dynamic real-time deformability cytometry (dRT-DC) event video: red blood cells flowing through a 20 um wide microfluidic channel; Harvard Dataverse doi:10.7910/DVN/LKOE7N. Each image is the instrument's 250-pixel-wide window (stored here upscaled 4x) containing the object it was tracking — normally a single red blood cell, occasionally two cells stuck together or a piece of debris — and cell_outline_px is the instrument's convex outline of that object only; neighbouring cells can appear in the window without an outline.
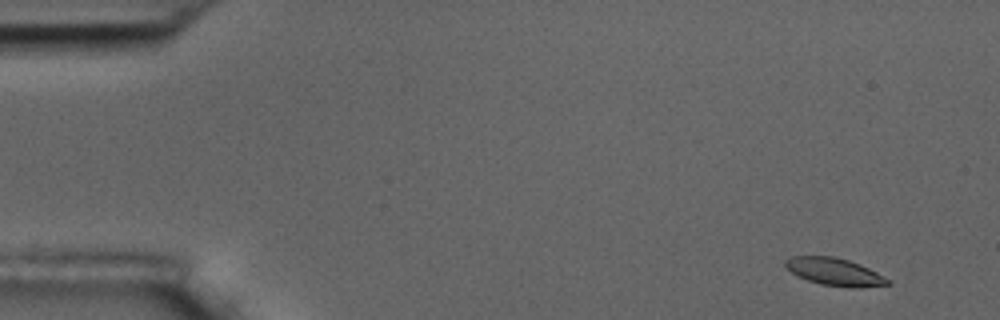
{"species": "common noctule bat (a hibernating species)", "species_latin": "Nyctalus noctula", "temperature_condition": "room temperature", "stored_images_in_passage": 5, "camera_frame_rate_fps": 3000, "um_per_image_px": 0.085, "animal": {"sex": "male", "body_mass_g": 17.5, "forearm_length_mm": 52.3}, "frame": {"image": 1, "passage_image": 1, "time_ms": 0.0, "image_size_px": [1000, 320], "cell_outline_px": [[892, 284], [860, 288], [848, 288], [820, 284], [808, 280], [792, 272], [784, 264], [784, 260], [788, 256], [832, 256], [848, 260], [860, 264], [876, 272], [888, 280]], "centroid_in_image_um": [70.93, 23.11], "position_along_channel_um": 14.1, "area_um2": 16.36}}
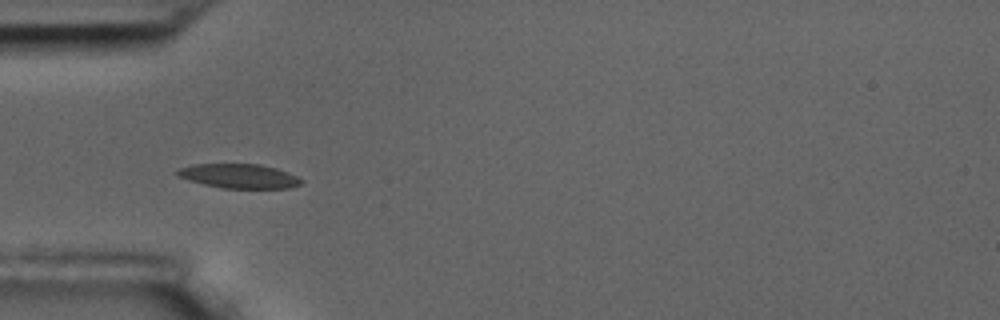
{"frame": {"image": 2, "passage_image": 5, "time_ms": 4.667, "image_size_px": [1000, 320], "cell_outline_px": [[304, 180], [300, 184], [288, 188], [224, 188], [204, 184], [188, 180], [176, 176], [176, 168], [196, 164], [260, 164], [276, 168], [288, 172]], "centroid_in_image_um": [20.29, 14.96], "position_along_channel_um": 64.7, "area_um2": 17.57}}